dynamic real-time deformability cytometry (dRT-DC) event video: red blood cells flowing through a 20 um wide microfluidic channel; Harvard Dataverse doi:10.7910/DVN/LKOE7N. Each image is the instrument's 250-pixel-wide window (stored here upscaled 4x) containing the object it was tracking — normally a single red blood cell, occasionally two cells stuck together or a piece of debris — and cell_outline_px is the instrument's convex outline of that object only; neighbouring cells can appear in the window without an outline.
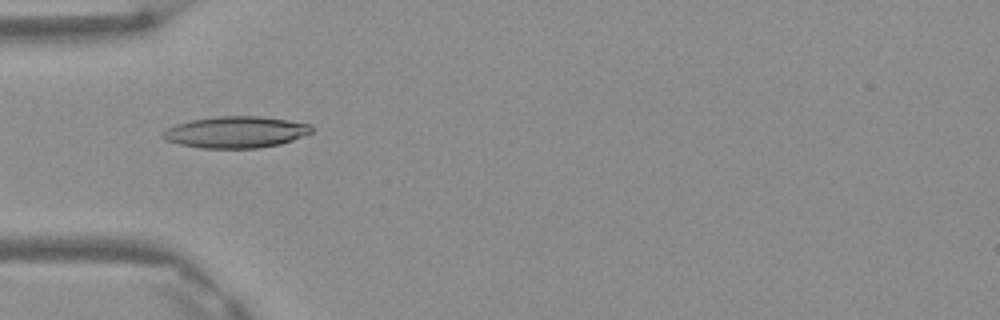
{"species": "Egyptian fruit bat (a non-hibernating species)", "species_latin": "Rousettus aegyptiacus", "temperature_condition": "warm", "stored_images_in_passage": 37, "camera_frame_rate_fps": 3000, "um_per_image_px": 0.085, "frame": {"image": 1, "passage_image": 4, "time_ms": 1.0, "image_size_px": [1000, 320], "cell_outline_px": [[316, 128], [312, 132], [304, 136], [280, 144], [256, 148], [200, 148], [180, 144], [164, 140], [160, 136], [160, 132], [176, 124], [192, 120], [220, 116], [260, 116], [288, 120], [312, 124]], "centroid_in_image_um": [20.06, 11.23], "position_along_channel_um": 64.9, "area_um2": 27.51}}
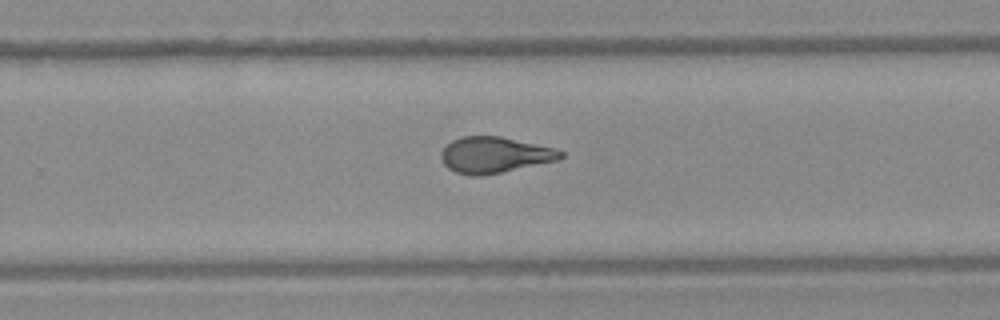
{"frame": {"image": 2, "passage_image": 20, "time_ms": 6.333, "image_size_px": [1000, 320], "cell_outline_px": [[564, 156], [560, 160], [480, 176], [472, 176], [456, 172], [448, 168], [444, 164], [440, 156], [440, 152], [452, 140], [460, 136], [500, 136], [556, 148], [564, 152]], "centroid_in_image_um": [42.05, 13.16], "position_along_channel_um": 287.7, "area_um2": 25.14}}
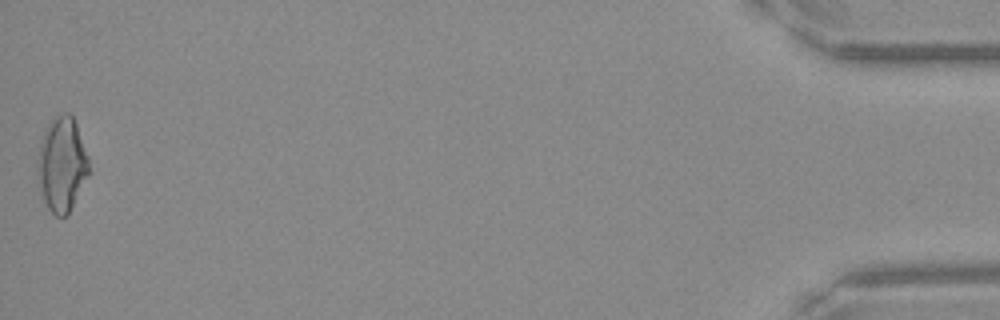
{"frame": {"image": 3, "passage_image": 37, "time_ms": 12.0, "image_size_px": [1000, 320], "cell_outline_px": [[92, 172], [68, 216], [56, 216], [48, 208], [44, 200], [40, 180], [40, 144], [44, 132], [52, 120], [56, 116], [64, 112], [68, 112], [72, 116], [76, 124], [88, 156]], "centroid_in_image_um": [5.35, 14.01], "position_along_channel_um": 429.8, "area_um2": 27.86}, "authors_computed_cell_mechanics": {"area_um2": 25.2586, "velocity_mm_per_s": 4.1764, "shape_relaxation_time_tau1_ms": 10.3393, "shape_relaxation_time_tau2_ms": 1.7755, "deformation_change_tau1": 0.2772, "deformation_change_tau2": 0.0872}}